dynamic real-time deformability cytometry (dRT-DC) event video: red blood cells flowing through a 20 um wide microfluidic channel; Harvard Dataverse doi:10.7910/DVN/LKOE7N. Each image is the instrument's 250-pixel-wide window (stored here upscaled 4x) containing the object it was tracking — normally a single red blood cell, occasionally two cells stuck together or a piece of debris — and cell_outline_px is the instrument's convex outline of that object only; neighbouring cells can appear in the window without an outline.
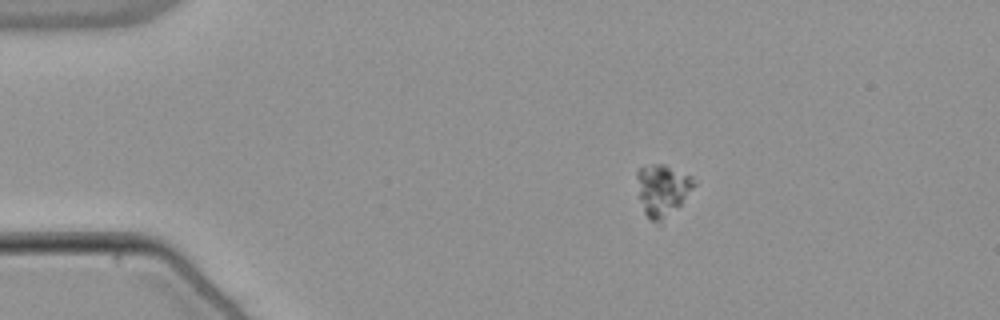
{"species": "common noctule bat (a hibernating species)", "species_latin": "Nyctalus noctula", "temperature_condition": "warm", "stored_images_in_passage": 46, "camera_frame_rate_fps": 3000, "um_per_image_px": 0.085, "animal": {"sex": "male", "body_mass_g": 21.5, "forearm_length_mm": 52.0}, "frame": {"image": 1, "passage_image": 1, "time_ms": 0.0, "image_size_px": [1000, 320], "cell_outline_px": [[696, 184], [680, 204], [660, 224], [652, 220], [644, 212], [640, 196], [636, 176], [636, 172], [640, 168], [656, 164], [664, 164], [692, 176]], "centroid_in_image_um": [56.31, 16.14], "position_along_channel_um": 28.7, "area_um2": 16.76}}
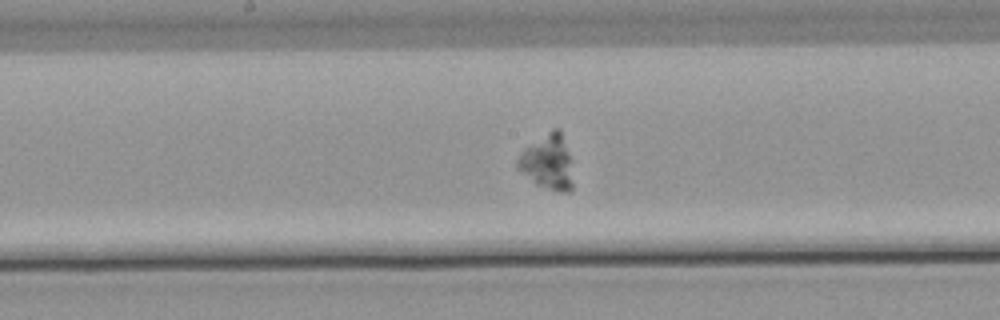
{"frame": {"image": 2, "passage_image": 20, "time_ms": 6.333, "image_size_px": [1000, 320], "cell_outline_px": [[572, 188], [568, 192], [560, 192], [536, 184], [516, 168], [516, 164], [524, 148], [552, 128], [560, 128], [568, 156], [572, 184]], "centroid_in_image_um": [46.52, 13.77], "position_along_channel_um": 201.7, "area_um2": 17.17}}
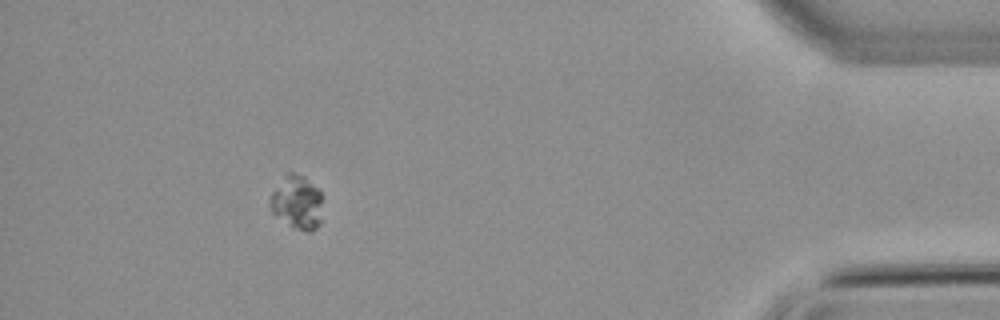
{"frame": {"image": 3, "passage_image": 41, "time_ms": 13.333, "image_size_px": [1000, 320], "cell_outline_px": [[320, 220], [316, 228], [308, 232], [292, 228], [272, 212], [268, 200], [272, 192], [288, 172], [292, 172], [304, 176], [320, 192]], "centroid_in_image_um": [25.21, 17.21], "position_along_channel_um": 410.0, "area_um2": 16.07}}